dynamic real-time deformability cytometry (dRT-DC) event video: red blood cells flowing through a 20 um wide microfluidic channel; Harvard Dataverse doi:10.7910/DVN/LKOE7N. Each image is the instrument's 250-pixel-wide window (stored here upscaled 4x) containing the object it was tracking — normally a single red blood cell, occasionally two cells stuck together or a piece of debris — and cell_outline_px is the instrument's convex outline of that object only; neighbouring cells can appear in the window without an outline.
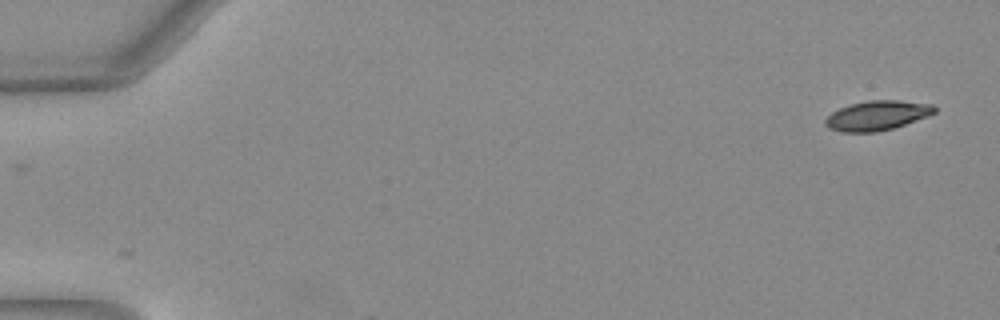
{"species": "Egyptian fruit bat (a non-hibernating species)", "species_latin": "Rousettus aegyptiacus", "temperature_condition": "warm", "stored_images_in_passage": 3, "camera_frame_rate_fps": 3000, "um_per_image_px": 0.085, "animal": {"sex": "female"}, "frame": {"image": 1, "passage_image": 1, "time_ms": 0.0, "image_size_px": [1000, 320], "cell_outline_px": [[936, 112], [928, 116], [892, 128], [876, 132], [840, 132], [828, 128], [824, 124], [824, 120], [832, 112], [840, 108], [852, 104], [868, 100], [896, 100], [932, 104], [936, 108]], "centroid_in_image_um": [74.53, 9.82], "position_along_channel_um": 10.5, "area_um2": 18.73}}